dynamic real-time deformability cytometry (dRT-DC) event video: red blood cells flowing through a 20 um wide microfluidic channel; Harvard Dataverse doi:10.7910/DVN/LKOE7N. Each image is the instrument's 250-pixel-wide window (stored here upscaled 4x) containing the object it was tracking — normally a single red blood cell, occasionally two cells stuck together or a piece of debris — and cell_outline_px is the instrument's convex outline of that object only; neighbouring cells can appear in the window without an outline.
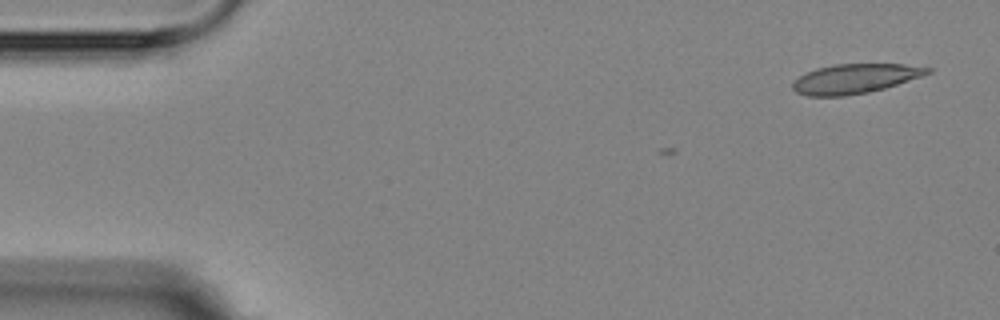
{"species": "Egyptian fruit bat (a non-hibernating species)", "species_latin": "Rousettus aegyptiacus", "temperature_condition": "room temperature", "stored_images_in_passage": 3, "camera_frame_rate_fps": 3000, "um_per_image_px": 0.085, "animal": {"sex": "female"}, "frame": {"image": 1, "passage_image": 1, "time_ms": 0.0, "image_size_px": [1000, 320], "cell_outline_px": [[932, 72], [884, 88], [868, 92], [844, 96], [808, 96], [796, 92], [792, 88], [792, 80], [816, 68], [832, 64], [904, 64], [932, 68]], "centroid_in_image_um": [72.63, 6.68], "position_along_channel_um": 12.4, "area_um2": 23.06}}